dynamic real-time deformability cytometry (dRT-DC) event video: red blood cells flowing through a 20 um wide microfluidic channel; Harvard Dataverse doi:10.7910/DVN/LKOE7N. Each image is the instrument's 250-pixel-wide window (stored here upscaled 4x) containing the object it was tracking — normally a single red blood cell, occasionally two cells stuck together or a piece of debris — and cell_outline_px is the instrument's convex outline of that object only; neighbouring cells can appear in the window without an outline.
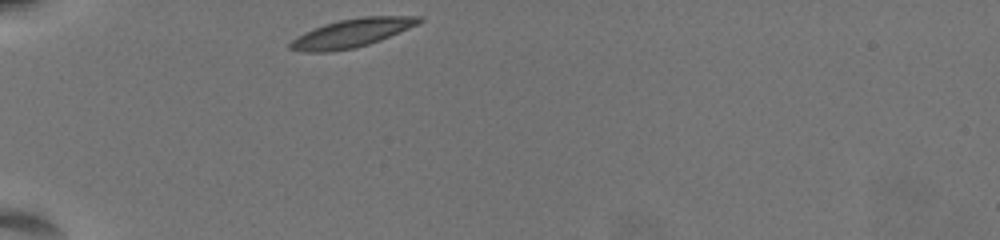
{"species": "common noctule bat (a hibernating species)", "species_latin": "Nyctalus noctula", "temperature_condition": "warm", "stored_images_in_passage": 33, "camera_frame_rate_fps": 3000, "um_per_image_px": 0.085, "animal": {"sex": "female", "body_mass_g": 19.5, "forearm_length_mm": 54.1}, "frame": {"image": 1, "passage_image": 1, "time_ms": 0.0, "image_size_px": [1000, 240], "cell_outline_px": [[424, 20], [408, 28], [380, 40], [368, 44], [352, 48], [328, 52], [300, 52], [288, 48], [288, 44], [292, 40], [304, 32], [324, 24], [340, 20], [364, 16], [420, 16]], "centroid_in_image_um": [29.85, 2.81], "position_along_channel_um": 55.1, "area_um2": 21.1}}
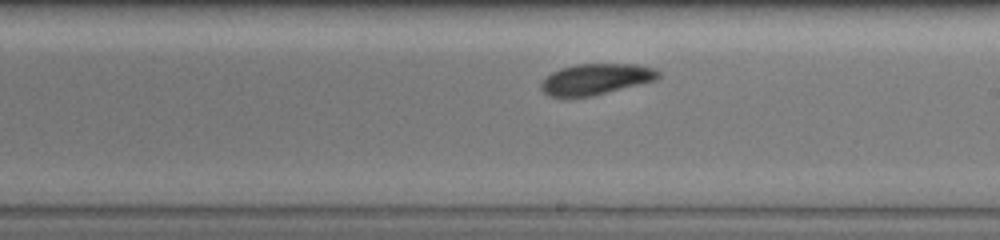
{"frame": {"image": 2, "passage_image": 19, "time_ms": 6.0, "image_size_px": [1000, 240], "cell_outline_px": [[660, 76], [656, 80], [592, 96], [548, 96], [540, 88], [540, 84], [552, 72], [560, 68], [576, 64], [636, 64], [656, 68], [660, 72]], "centroid_in_image_um": [50.68, 6.71], "position_along_channel_um": 238.3, "area_um2": 21.04}}
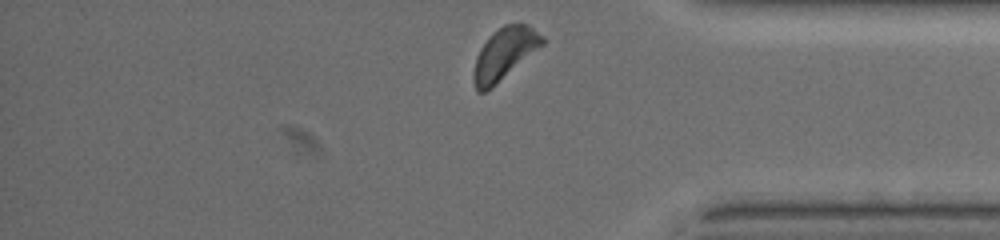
{"frame": {"image": 3, "passage_image": 33, "time_ms": 10.667, "image_size_px": [1000, 240], "cell_outline_px": [[544, 44], [492, 88], [484, 92], [476, 92], [472, 80], [472, 72], [476, 56], [480, 48], [492, 32], [504, 24], [528, 24], [544, 36]], "centroid_in_image_um": [42.84, 4.58], "position_along_channel_um": 392.4, "area_um2": 20.92}, "authors_computed_cell_mechanics": {"area_um2": 21.0392, "velocity_mm_per_s": 3.4837, "shape_relaxation_time_tau1_ms": 1.6284, "shape_relaxation_time_tau2_ms": 7.7408, "deformation_change_tau1": 0.0662, "deformation_change_tau2": 0.1172}}